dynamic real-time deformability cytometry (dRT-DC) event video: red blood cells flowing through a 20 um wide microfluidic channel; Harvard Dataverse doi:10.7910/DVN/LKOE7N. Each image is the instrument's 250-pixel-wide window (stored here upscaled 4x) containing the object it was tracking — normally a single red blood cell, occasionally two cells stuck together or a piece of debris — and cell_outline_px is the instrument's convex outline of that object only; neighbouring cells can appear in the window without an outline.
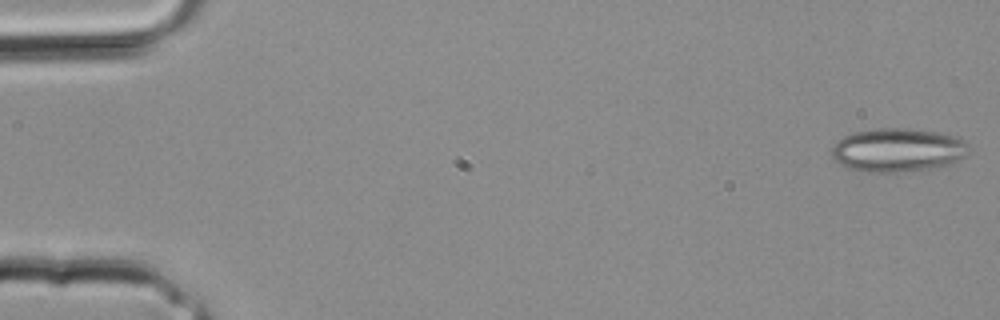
{"species": "common noctule bat (a hibernating species)", "species_latin": "Nyctalus noctula", "temperature_condition": "room temperature", "stored_images_in_passage": 33, "camera_frame_rate_fps": 3000, "um_per_image_px": 0.085, "animal": {"sex": "male", "body_mass_g": 20.4}, "frame": {"image": 1, "passage_image": 1, "time_ms": 0.0, "image_size_px": [1000, 320], "cell_outline_px": [[972, 148], [964, 156], [952, 164], [936, 168], [916, 172], [868, 172], [848, 168], [832, 160], [832, 148], [836, 140], [844, 136], [856, 132], [872, 128], [908, 128], [936, 132], [956, 136], [964, 140]], "centroid_in_image_um": [76.33, 12.77], "position_along_channel_um": 8.7, "area_um2": 35.55}}
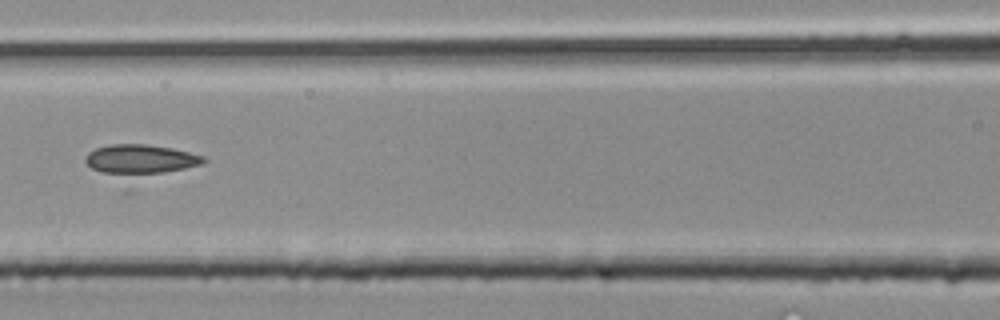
{"frame": {"image": 2, "passage_image": 15, "time_ms": 4.667, "image_size_px": [1000, 320], "cell_outline_px": [[208, 160], [204, 164], [128, 196], [92, 168], [84, 160], [88, 152], [96, 148], [112, 144], [148, 144], [172, 148], [204, 156]], "centroid_in_image_um": [11.96, 14.0], "position_along_channel_um": 154.6, "area_um2": 27.8}}
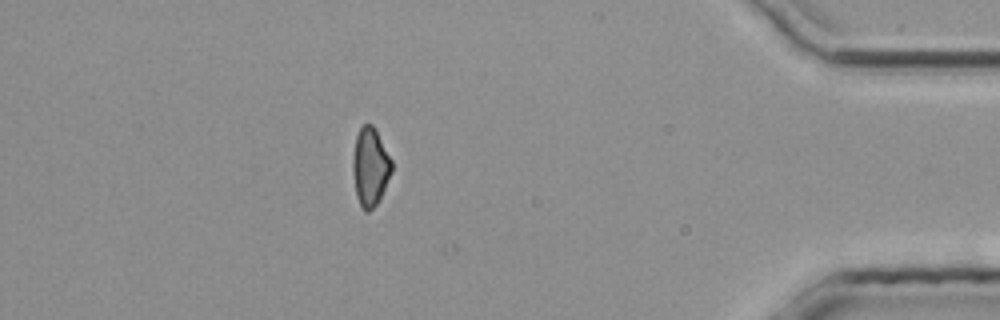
{"frame": {"image": 3, "passage_image": 29, "time_ms": 9.333, "image_size_px": [1000, 320], "cell_outline_px": [[392, 172], [380, 200], [368, 212], [364, 212], [360, 208], [356, 196], [352, 172], [352, 160], [356, 136], [360, 128], [364, 124], [372, 124], [376, 128], [392, 160]], "centroid_in_image_um": [31.47, 14.21], "position_along_channel_um": 403.7, "area_um2": 18.15}}